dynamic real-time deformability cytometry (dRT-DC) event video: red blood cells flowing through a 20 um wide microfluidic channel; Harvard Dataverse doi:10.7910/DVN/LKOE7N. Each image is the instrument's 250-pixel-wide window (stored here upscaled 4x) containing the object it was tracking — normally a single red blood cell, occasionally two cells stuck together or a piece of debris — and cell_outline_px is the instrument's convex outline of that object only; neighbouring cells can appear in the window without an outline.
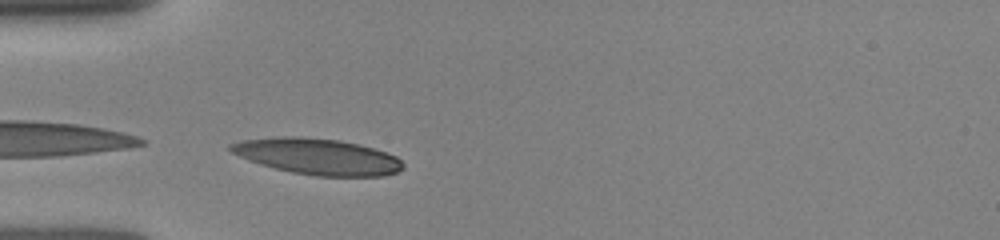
{"species": "human", "species_latin": "Homo sapiens", "temperature_condition": "room temperature", "stored_images_in_passage": 4, "camera_frame_rate_fps": 3000, "um_per_image_px": 0.085, "donor": {"sex": "female"}, "frame": {"image": 1, "passage_image": 3, "time_ms": 2.0, "image_size_px": [1000, 240], "cell_outline_px": [[404, 168], [396, 172], [384, 176], [316, 176], [292, 172], [260, 164], [248, 160], [232, 152], [228, 148], [228, 144], [240, 140], [284, 136], [296, 136], [340, 140], [360, 144], [388, 152], [396, 156], [404, 164]], "centroid_in_image_um": [27.01, 13.29], "position_along_channel_um": 58.0, "area_um2": 36.36}}